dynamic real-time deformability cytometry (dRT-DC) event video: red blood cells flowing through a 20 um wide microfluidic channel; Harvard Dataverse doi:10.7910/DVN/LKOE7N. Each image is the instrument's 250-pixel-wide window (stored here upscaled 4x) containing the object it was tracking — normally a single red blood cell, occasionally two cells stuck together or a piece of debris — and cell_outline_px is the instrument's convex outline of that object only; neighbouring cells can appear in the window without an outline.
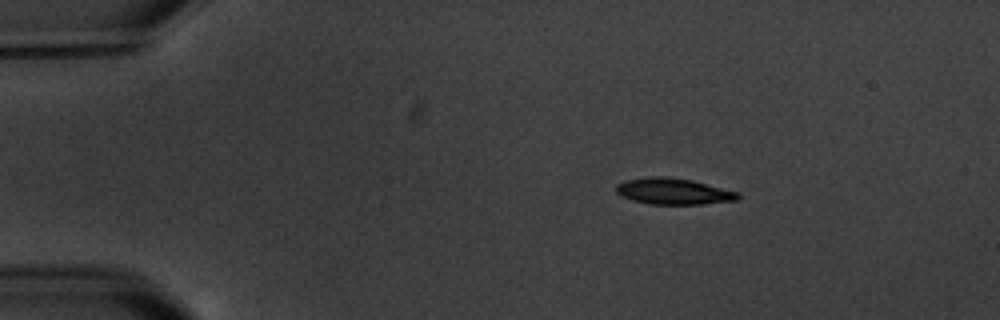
{"species": "common noctule bat (a hibernating species)", "species_latin": "Nyctalus noctula", "temperature_condition": "warm", "stored_images_in_passage": 4, "camera_frame_rate_fps": 3000, "um_per_image_px": 0.085, "animal": {"sex": "male", "body_mass_g": 20.1, "forearm_length_mm": 53.5}, "frame": {"image": 1, "passage_image": 2, "time_ms": 1.0, "image_size_px": [1000, 320], "cell_outline_px": [[740, 196], [736, 200], [700, 204], [652, 204], [632, 200], [616, 192], [616, 184], [624, 180], [648, 176], [664, 176], [692, 180], [740, 192]], "centroid_in_image_um": [57.24, 16.25], "position_along_channel_um": 27.8, "area_um2": 18.61}}